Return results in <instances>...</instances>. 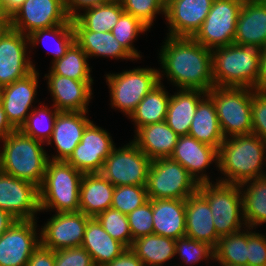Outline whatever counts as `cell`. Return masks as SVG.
I'll list each match as a JSON object with an SVG mask.
<instances>
[{
	"instance_id": "cell-1",
	"label": "cell",
	"mask_w": 266,
	"mask_h": 266,
	"mask_svg": "<svg viewBox=\"0 0 266 266\" xmlns=\"http://www.w3.org/2000/svg\"><path fill=\"white\" fill-rule=\"evenodd\" d=\"M159 53L164 69L159 70L160 81L166 75L179 89H196L206 93L215 87L212 50L193 38L167 36Z\"/></svg>"
},
{
	"instance_id": "cell-2",
	"label": "cell",
	"mask_w": 266,
	"mask_h": 266,
	"mask_svg": "<svg viewBox=\"0 0 266 266\" xmlns=\"http://www.w3.org/2000/svg\"><path fill=\"white\" fill-rule=\"evenodd\" d=\"M265 161L266 142L259 136L251 133L224 138L218 149L217 169L225 177H219L216 182L240 185L265 176L262 170Z\"/></svg>"
},
{
	"instance_id": "cell-3",
	"label": "cell",
	"mask_w": 266,
	"mask_h": 266,
	"mask_svg": "<svg viewBox=\"0 0 266 266\" xmlns=\"http://www.w3.org/2000/svg\"><path fill=\"white\" fill-rule=\"evenodd\" d=\"M2 142L0 171L40 187L50 158L42 146L45 143L20 130H14Z\"/></svg>"
},
{
	"instance_id": "cell-4",
	"label": "cell",
	"mask_w": 266,
	"mask_h": 266,
	"mask_svg": "<svg viewBox=\"0 0 266 266\" xmlns=\"http://www.w3.org/2000/svg\"><path fill=\"white\" fill-rule=\"evenodd\" d=\"M261 50L255 46L230 44L212 49L215 86L254 89L259 76Z\"/></svg>"
},
{
	"instance_id": "cell-5",
	"label": "cell",
	"mask_w": 266,
	"mask_h": 266,
	"mask_svg": "<svg viewBox=\"0 0 266 266\" xmlns=\"http://www.w3.org/2000/svg\"><path fill=\"white\" fill-rule=\"evenodd\" d=\"M83 173L66 161L48 160L43 183L39 187L41 212H79V194Z\"/></svg>"
},
{
	"instance_id": "cell-6",
	"label": "cell",
	"mask_w": 266,
	"mask_h": 266,
	"mask_svg": "<svg viewBox=\"0 0 266 266\" xmlns=\"http://www.w3.org/2000/svg\"><path fill=\"white\" fill-rule=\"evenodd\" d=\"M248 87L215 86L207 95L213 100L224 138L252 133V92Z\"/></svg>"
},
{
	"instance_id": "cell-7",
	"label": "cell",
	"mask_w": 266,
	"mask_h": 266,
	"mask_svg": "<svg viewBox=\"0 0 266 266\" xmlns=\"http://www.w3.org/2000/svg\"><path fill=\"white\" fill-rule=\"evenodd\" d=\"M214 183H200L197 192L209 204L217 234L221 237L243 230L246 223L239 185L219 181Z\"/></svg>"
},
{
	"instance_id": "cell-8",
	"label": "cell",
	"mask_w": 266,
	"mask_h": 266,
	"mask_svg": "<svg viewBox=\"0 0 266 266\" xmlns=\"http://www.w3.org/2000/svg\"><path fill=\"white\" fill-rule=\"evenodd\" d=\"M199 184L179 163L170 158L151 161L146 191L149 200H186L198 191Z\"/></svg>"
},
{
	"instance_id": "cell-9",
	"label": "cell",
	"mask_w": 266,
	"mask_h": 266,
	"mask_svg": "<svg viewBox=\"0 0 266 266\" xmlns=\"http://www.w3.org/2000/svg\"><path fill=\"white\" fill-rule=\"evenodd\" d=\"M105 76L110 89V105L121 110L127 117H130L140 101L160 83L159 70L155 68H134Z\"/></svg>"
},
{
	"instance_id": "cell-10",
	"label": "cell",
	"mask_w": 266,
	"mask_h": 266,
	"mask_svg": "<svg viewBox=\"0 0 266 266\" xmlns=\"http://www.w3.org/2000/svg\"><path fill=\"white\" fill-rule=\"evenodd\" d=\"M151 160L132 142L114 147L101 174L113 185L146 186Z\"/></svg>"
},
{
	"instance_id": "cell-11",
	"label": "cell",
	"mask_w": 266,
	"mask_h": 266,
	"mask_svg": "<svg viewBox=\"0 0 266 266\" xmlns=\"http://www.w3.org/2000/svg\"><path fill=\"white\" fill-rule=\"evenodd\" d=\"M243 2L244 0H213L206 19L193 39L211 50L233 44Z\"/></svg>"
},
{
	"instance_id": "cell-12",
	"label": "cell",
	"mask_w": 266,
	"mask_h": 266,
	"mask_svg": "<svg viewBox=\"0 0 266 266\" xmlns=\"http://www.w3.org/2000/svg\"><path fill=\"white\" fill-rule=\"evenodd\" d=\"M29 38L9 27L0 37V88L23 79L35 70L28 56Z\"/></svg>"
},
{
	"instance_id": "cell-13",
	"label": "cell",
	"mask_w": 266,
	"mask_h": 266,
	"mask_svg": "<svg viewBox=\"0 0 266 266\" xmlns=\"http://www.w3.org/2000/svg\"><path fill=\"white\" fill-rule=\"evenodd\" d=\"M114 147L110 133L91 121L86 126L81 141L66 162L83 174L100 173L105 159Z\"/></svg>"
},
{
	"instance_id": "cell-14",
	"label": "cell",
	"mask_w": 266,
	"mask_h": 266,
	"mask_svg": "<svg viewBox=\"0 0 266 266\" xmlns=\"http://www.w3.org/2000/svg\"><path fill=\"white\" fill-rule=\"evenodd\" d=\"M0 209L17 220H36L41 212L39 187L0 171Z\"/></svg>"
},
{
	"instance_id": "cell-15",
	"label": "cell",
	"mask_w": 266,
	"mask_h": 266,
	"mask_svg": "<svg viewBox=\"0 0 266 266\" xmlns=\"http://www.w3.org/2000/svg\"><path fill=\"white\" fill-rule=\"evenodd\" d=\"M69 19L64 0H25L9 19V26L28 36L38 29L65 24Z\"/></svg>"
},
{
	"instance_id": "cell-16",
	"label": "cell",
	"mask_w": 266,
	"mask_h": 266,
	"mask_svg": "<svg viewBox=\"0 0 266 266\" xmlns=\"http://www.w3.org/2000/svg\"><path fill=\"white\" fill-rule=\"evenodd\" d=\"M36 222L17 220L0 236V266H27L31 254L41 244Z\"/></svg>"
},
{
	"instance_id": "cell-17",
	"label": "cell",
	"mask_w": 266,
	"mask_h": 266,
	"mask_svg": "<svg viewBox=\"0 0 266 266\" xmlns=\"http://www.w3.org/2000/svg\"><path fill=\"white\" fill-rule=\"evenodd\" d=\"M89 218L80 211L52 215L41 228V244L54 251L81 246Z\"/></svg>"
},
{
	"instance_id": "cell-18",
	"label": "cell",
	"mask_w": 266,
	"mask_h": 266,
	"mask_svg": "<svg viewBox=\"0 0 266 266\" xmlns=\"http://www.w3.org/2000/svg\"><path fill=\"white\" fill-rule=\"evenodd\" d=\"M39 75L35 69L25 78L0 88V103L15 130H20L34 109L32 103L35 102Z\"/></svg>"
},
{
	"instance_id": "cell-19",
	"label": "cell",
	"mask_w": 266,
	"mask_h": 266,
	"mask_svg": "<svg viewBox=\"0 0 266 266\" xmlns=\"http://www.w3.org/2000/svg\"><path fill=\"white\" fill-rule=\"evenodd\" d=\"M213 0H170L165 5L167 36L193 38L206 19Z\"/></svg>"
},
{
	"instance_id": "cell-20",
	"label": "cell",
	"mask_w": 266,
	"mask_h": 266,
	"mask_svg": "<svg viewBox=\"0 0 266 266\" xmlns=\"http://www.w3.org/2000/svg\"><path fill=\"white\" fill-rule=\"evenodd\" d=\"M169 158L179 162L198 184L210 182L204 173L208 166L213 163L218 166V150L189 135L179 136Z\"/></svg>"
},
{
	"instance_id": "cell-21",
	"label": "cell",
	"mask_w": 266,
	"mask_h": 266,
	"mask_svg": "<svg viewBox=\"0 0 266 266\" xmlns=\"http://www.w3.org/2000/svg\"><path fill=\"white\" fill-rule=\"evenodd\" d=\"M53 105L58 111L88 112L93 81H79L61 75H45Z\"/></svg>"
},
{
	"instance_id": "cell-22",
	"label": "cell",
	"mask_w": 266,
	"mask_h": 266,
	"mask_svg": "<svg viewBox=\"0 0 266 266\" xmlns=\"http://www.w3.org/2000/svg\"><path fill=\"white\" fill-rule=\"evenodd\" d=\"M87 112L59 111L50 139L45 145L55 144L58 154L50 160L66 161L81 141L86 126L91 122Z\"/></svg>"
},
{
	"instance_id": "cell-23",
	"label": "cell",
	"mask_w": 266,
	"mask_h": 266,
	"mask_svg": "<svg viewBox=\"0 0 266 266\" xmlns=\"http://www.w3.org/2000/svg\"><path fill=\"white\" fill-rule=\"evenodd\" d=\"M233 43L260 50L266 46V0H244Z\"/></svg>"
},
{
	"instance_id": "cell-24",
	"label": "cell",
	"mask_w": 266,
	"mask_h": 266,
	"mask_svg": "<svg viewBox=\"0 0 266 266\" xmlns=\"http://www.w3.org/2000/svg\"><path fill=\"white\" fill-rule=\"evenodd\" d=\"M185 224V236L204 242L213 249L216 247L220 236L215 230L212 211L198 192L186 199Z\"/></svg>"
},
{
	"instance_id": "cell-25",
	"label": "cell",
	"mask_w": 266,
	"mask_h": 266,
	"mask_svg": "<svg viewBox=\"0 0 266 266\" xmlns=\"http://www.w3.org/2000/svg\"><path fill=\"white\" fill-rule=\"evenodd\" d=\"M153 234L178 239L186 234V200L153 199Z\"/></svg>"
},
{
	"instance_id": "cell-26",
	"label": "cell",
	"mask_w": 266,
	"mask_h": 266,
	"mask_svg": "<svg viewBox=\"0 0 266 266\" xmlns=\"http://www.w3.org/2000/svg\"><path fill=\"white\" fill-rule=\"evenodd\" d=\"M132 142L152 161L169 158L179 135L165 121L138 128Z\"/></svg>"
},
{
	"instance_id": "cell-27",
	"label": "cell",
	"mask_w": 266,
	"mask_h": 266,
	"mask_svg": "<svg viewBox=\"0 0 266 266\" xmlns=\"http://www.w3.org/2000/svg\"><path fill=\"white\" fill-rule=\"evenodd\" d=\"M113 186L101 173H85L79 194V211L88 217H97L111 208Z\"/></svg>"
},
{
	"instance_id": "cell-28",
	"label": "cell",
	"mask_w": 266,
	"mask_h": 266,
	"mask_svg": "<svg viewBox=\"0 0 266 266\" xmlns=\"http://www.w3.org/2000/svg\"><path fill=\"white\" fill-rule=\"evenodd\" d=\"M92 257L95 266H104L121 255L127 247L112 238L95 217L87 221L81 245Z\"/></svg>"
},
{
	"instance_id": "cell-29",
	"label": "cell",
	"mask_w": 266,
	"mask_h": 266,
	"mask_svg": "<svg viewBox=\"0 0 266 266\" xmlns=\"http://www.w3.org/2000/svg\"><path fill=\"white\" fill-rule=\"evenodd\" d=\"M206 94L196 89H179L170 96L165 122L176 134L179 136L189 134L198 103Z\"/></svg>"
},
{
	"instance_id": "cell-30",
	"label": "cell",
	"mask_w": 266,
	"mask_h": 266,
	"mask_svg": "<svg viewBox=\"0 0 266 266\" xmlns=\"http://www.w3.org/2000/svg\"><path fill=\"white\" fill-rule=\"evenodd\" d=\"M188 135L217 150L224 141L214 102L207 94L198 103Z\"/></svg>"
},
{
	"instance_id": "cell-31",
	"label": "cell",
	"mask_w": 266,
	"mask_h": 266,
	"mask_svg": "<svg viewBox=\"0 0 266 266\" xmlns=\"http://www.w3.org/2000/svg\"><path fill=\"white\" fill-rule=\"evenodd\" d=\"M74 32L75 42L83 49L88 58L103 56L115 59L135 60L115 39L111 31L92 32L89 30H74Z\"/></svg>"
},
{
	"instance_id": "cell-32",
	"label": "cell",
	"mask_w": 266,
	"mask_h": 266,
	"mask_svg": "<svg viewBox=\"0 0 266 266\" xmlns=\"http://www.w3.org/2000/svg\"><path fill=\"white\" fill-rule=\"evenodd\" d=\"M83 11L71 19L74 30L111 31L124 12L120 0L89 7Z\"/></svg>"
},
{
	"instance_id": "cell-33",
	"label": "cell",
	"mask_w": 266,
	"mask_h": 266,
	"mask_svg": "<svg viewBox=\"0 0 266 266\" xmlns=\"http://www.w3.org/2000/svg\"><path fill=\"white\" fill-rule=\"evenodd\" d=\"M239 187L240 190H242L243 217L246 226L254 229V227L258 225L265 224L266 175L255 179H249L241 183Z\"/></svg>"
},
{
	"instance_id": "cell-34",
	"label": "cell",
	"mask_w": 266,
	"mask_h": 266,
	"mask_svg": "<svg viewBox=\"0 0 266 266\" xmlns=\"http://www.w3.org/2000/svg\"><path fill=\"white\" fill-rule=\"evenodd\" d=\"M130 249L143 262L144 266H163L165 262L174 259L176 255L175 239L157 234L135 239Z\"/></svg>"
},
{
	"instance_id": "cell-35",
	"label": "cell",
	"mask_w": 266,
	"mask_h": 266,
	"mask_svg": "<svg viewBox=\"0 0 266 266\" xmlns=\"http://www.w3.org/2000/svg\"><path fill=\"white\" fill-rule=\"evenodd\" d=\"M161 82L140 101L130 115L129 118L136 125L134 131L146 125L165 121L171 95H168L169 93Z\"/></svg>"
},
{
	"instance_id": "cell-36",
	"label": "cell",
	"mask_w": 266,
	"mask_h": 266,
	"mask_svg": "<svg viewBox=\"0 0 266 266\" xmlns=\"http://www.w3.org/2000/svg\"><path fill=\"white\" fill-rule=\"evenodd\" d=\"M88 56L83 49L74 42L66 54L52 62L51 70L45 75H61L79 81H93Z\"/></svg>"
},
{
	"instance_id": "cell-37",
	"label": "cell",
	"mask_w": 266,
	"mask_h": 266,
	"mask_svg": "<svg viewBox=\"0 0 266 266\" xmlns=\"http://www.w3.org/2000/svg\"><path fill=\"white\" fill-rule=\"evenodd\" d=\"M248 229L246 226L243 231L221 236L213 249V260L219 264L247 266Z\"/></svg>"
},
{
	"instance_id": "cell-38",
	"label": "cell",
	"mask_w": 266,
	"mask_h": 266,
	"mask_svg": "<svg viewBox=\"0 0 266 266\" xmlns=\"http://www.w3.org/2000/svg\"><path fill=\"white\" fill-rule=\"evenodd\" d=\"M48 37L55 40L56 44H54L55 46L53 49H49L51 52H48V54H53V60L51 62H54L65 55L69 47L75 42V32L71 18L65 24L33 31L30 35H28L29 46L31 45V49H33V47L39 45V42L42 41L43 43V41L46 40V38L48 39Z\"/></svg>"
},
{
	"instance_id": "cell-39",
	"label": "cell",
	"mask_w": 266,
	"mask_h": 266,
	"mask_svg": "<svg viewBox=\"0 0 266 266\" xmlns=\"http://www.w3.org/2000/svg\"><path fill=\"white\" fill-rule=\"evenodd\" d=\"M52 107L53 109L50 110L45 104L39 106L38 109L35 106L20 131L35 140L47 143L52 135L56 116L59 112L54 106Z\"/></svg>"
},
{
	"instance_id": "cell-40",
	"label": "cell",
	"mask_w": 266,
	"mask_h": 266,
	"mask_svg": "<svg viewBox=\"0 0 266 266\" xmlns=\"http://www.w3.org/2000/svg\"><path fill=\"white\" fill-rule=\"evenodd\" d=\"M148 27L139 19L133 17L131 14L123 12L119 21L111 30L115 39L135 58H141V54L134 48L133 42L138 37V34L147 32Z\"/></svg>"
},
{
	"instance_id": "cell-41",
	"label": "cell",
	"mask_w": 266,
	"mask_h": 266,
	"mask_svg": "<svg viewBox=\"0 0 266 266\" xmlns=\"http://www.w3.org/2000/svg\"><path fill=\"white\" fill-rule=\"evenodd\" d=\"M149 201L146 186L122 185L115 186L111 208L128 215L136 208Z\"/></svg>"
},
{
	"instance_id": "cell-42",
	"label": "cell",
	"mask_w": 266,
	"mask_h": 266,
	"mask_svg": "<svg viewBox=\"0 0 266 266\" xmlns=\"http://www.w3.org/2000/svg\"><path fill=\"white\" fill-rule=\"evenodd\" d=\"M96 219L112 238L118 240L127 248H131L134 240L131 236L127 215L109 208L100 213Z\"/></svg>"
},
{
	"instance_id": "cell-43",
	"label": "cell",
	"mask_w": 266,
	"mask_h": 266,
	"mask_svg": "<svg viewBox=\"0 0 266 266\" xmlns=\"http://www.w3.org/2000/svg\"><path fill=\"white\" fill-rule=\"evenodd\" d=\"M176 250L175 254L180 256L186 265L196 264L203 260H213L214 250L211 246L204 242H199L187 236L180 237L175 240Z\"/></svg>"
},
{
	"instance_id": "cell-44",
	"label": "cell",
	"mask_w": 266,
	"mask_h": 266,
	"mask_svg": "<svg viewBox=\"0 0 266 266\" xmlns=\"http://www.w3.org/2000/svg\"><path fill=\"white\" fill-rule=\"evenodd\" d=\"M124 12L139 19L148 28L153 25L156 14L165 16V4L162 0H120Z\"/></svg>"
},
{
	"instance_id": "cell-45",
	"label": "cell",
	"mask_w": 266,
	"mask_h": 266,
	"mask_svg": "<svg viewBox=\"0 0 266 266\" xmlns=\"http://www.w3.org/2000/svg\"><path fill=\"white\" fill-rule=\"evenodd\" d=\"M132 239L153 234L152 200L127 215Z\"/></svg>"
},
{
	"instance_id": "cell-46",
	"label": "cell",
	"mask_w": 266,
	"mask_h": 266,
	"mask_svg": "<svg viewBox=\"0 0 266 266\" xmlns=\"http://www.w3.org/2000/svg\"><path fill=\"white\" fill-rule=\"evenodd\" d=\"M252 133L266 142V92H252Z\"/></svg>"
},
{
	"instance_id": "cell-47",
	"label": "cell",
	"mask_w": 266,
	"mask_h": 266,
	"mask_svg": "<svg viewBox=\"0 0 266 266\" xmlns=\"http://www.w3.org/2000/svg\"><path fill=\"white\" fill-rule=\"evenodd\" d=\"M54 253V266H95L92 257L82 246L60 249Z\"/></svg>"
},
{
	"instance_id": "cell-48",
	"label": "cell",
	"mask_w": 266,
	"mask_h": 266,
	"mask_svg": "<svg viewBox=\"0 0 266 266\" xmlns=\"http://www.w3.org/2000/svg\"><path fill=\"white\" fill-rule=\"evenodd\" d=\"M252 230L249 227L247 266H266V236Z\"/></svg>"
},
{
	"instance_id": "cell-49",
	"label": "cell",
	"mask_w": 266,
	"mask_h": 266,
	"mask_svg": "<svg viewBox=\"0 0 266 266\" xmlns=\"http://www.w3.org/2000/svg\"><path fill=\"white\" fill-rule=\"evenodd\" d=\"M55 265V253L54 250L44 247L40 244L27 263V266H54Z\"/></svg>"
},
{
	"instance_id": "cell-50",
	"label": "cell",
	"mask_w": 266,
	"mask_h": 266,
	"mask_svg": "<svg viewBox=\"0 0 266 266\" xmlns=\"http://www.w3.org/2000/svg\"><path fill=\"white\" fill-rule=\"evenodd\" d=\"M116 0H64L67 15L72 19L79 14L82 9L110 3Z\"/></svg>"
},
{
	"instance_id": "cell-51",
	"label": "cell",
	"mask_w": 266,
	"mask_h": 266,
	"mask_svg": "<svg viewBox=\"0 0 266 266\" xmlns=\"http://www.w3.org/2000/svg\"><path fill=\"white\" fill-rule=\"evenodd\" d=\"M104 266H144V264L130 248H127L121 255Z\"/></svg>"
},
{
	"instance_id": "cell-52",
	"label": "cell",
	"mask_w": 266,
	"mask_h": 266,
	"mask_svg": "<svg viewBox=\"0 0 266 266\" xmlns=\"http://www.w3.org/2000/svg\"><path fill=\"white\" fill-rule=\"evenodd\" d=\"M254 90L266 92V46L261 49L259 76Z\"/></svg>"
},
{
	"instance_id": "cell-53",
	"label": "cell",
	"mask_w": 266,
	"mask_h": 266,
	"mask_svg": "<svg viewBox=\"0 0 266 266\" xmlns=\"http://www.w3.org/2000/svg\"><path fill=\"white\" fill-rule=\"evenodd\" d=\"M25 0H0L3 13L10 19L22 6Z\"/></svg>"
},
{
	"instance_id": "cell-54",
	"label": "cell",
	"mask_w": 266,
	"mask_h": 266,
	"mask_svg": "<svg viewBox=\"0 0 266 266\" xmlns=\"http://www.w3.org/2000/svg\"><path fill=\"white\" fill-rule=\"evenodd\" d=\"M14 130L15 129L10 125L9 121L7 120L2 104L0 103V141H3Z\"/></svg>"
},
{
	"instance_id": "cell-55",
	"label": "cell",
	"mask_w": 266,
	"mask_h": 266,
	"mask_svg": "<svg viewBox=\"0 0 266 266\" xmlns=\"http://www.w3.org/2000/svg\"><path fill=\"white\" fill-rule=\"evenodd\" d=\"M15 219L11 214L0 209V236L7 231L15 222Z\"/></svg>"
},
{
	"instance_id": "cell-56",
	"label": "cell",
	"mask_w": 266,
	"mask_h": 266,
	"mask_svg": "<svg viewBox=\"0 0 266 266\" xmlns=\"http://www.w3.org/2000/svg\"><path fill=\"white\" fill-rule=\"evenodd\" d=\"M9 27V22H0V37Z\"/></svg>"
},
{
	"instance_id": "cell-57",
	"label": "cell",
	"mask_w": 266,
	"mask_h": 266,
	"mask_svg": "<svg viewBox=\"0 0 266 266\" xmlns=\"http://www.w3.org/2000/svg\"><path fill=\"white\" fill-rule=\"evenodd\" d=\"M0 22H9V19L7 16L3 13V10L1 8V3H0Z\"/></svg>"
},
{
	"instance_id": "cell-58",
	"label": "cell",
	"mask_w": 266,
	"mask_h": 266,
	"mask_svg": "<svg viewBox=\"0 0 266 266\" xmlns=\"http://www.w3.org/2000/svg\"><path fill=\"white\" fill-rule=\"evenodd\" d=\"M221 266H241V265H226V264H220ZM244 266V265H242Z\"/></svg>"
},
{
	"instance_id": "cell-59",
	"label": "cell",
	"mask_w": 266,
	"mask_h": 266,
	"mask_svg": "<svg viewBox=\"0 0 266 266\" xmlns=\"http://www.w3.org/2000/svg\"><path fill=\"white\" fill-rule=\"evenodd\" d=\"M170 0H162V2L166 5Z\"/></svg>"
}]
</instances>
